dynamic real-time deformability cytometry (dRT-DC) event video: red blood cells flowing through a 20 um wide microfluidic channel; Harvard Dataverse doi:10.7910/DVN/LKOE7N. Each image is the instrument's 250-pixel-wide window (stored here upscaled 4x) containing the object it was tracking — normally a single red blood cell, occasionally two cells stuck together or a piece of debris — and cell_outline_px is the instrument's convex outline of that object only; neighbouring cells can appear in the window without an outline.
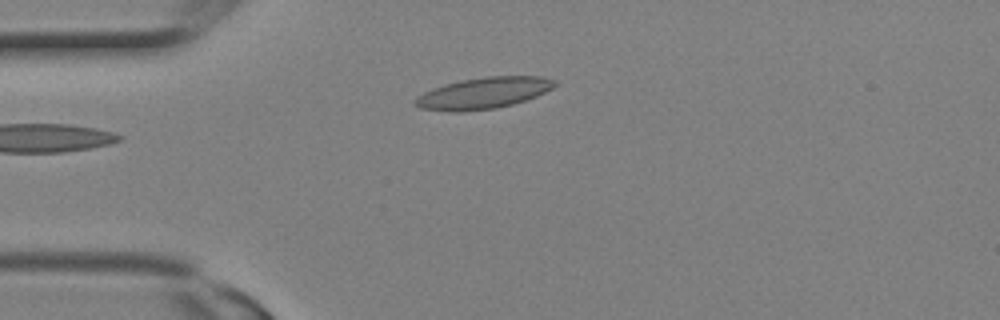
{"species": "Egyptian fruit bat (a non-hibernating species)", "species_latin": "Rousettus aegyptiacus", "temperature_condition": "room temperature", "stored_images_in_passage": 1, "camera_frame_rate_fps": 3000, "um_per_image_px": 0.085, "animal": {"sex": "female"}, "frame": {"image": 1, "passage_image": 1, "time_ms": 0.0, "image_size_px": [1000, 320], "cell_outline_px": [[556, 84], [552, 88], [536, 96], [512, 104], [496, 108], [464, 112], [448, 112], [420, 108], [412, 104], [412, 100], [416, 96], [432, 88], [444, 84], [460, 80], [484, 76], [544, 76], [556, 80]], "centroid_in_image_um": [41.03, 7.91], "position_along_channel_um": 44.0, "area_um2": 25.84}}